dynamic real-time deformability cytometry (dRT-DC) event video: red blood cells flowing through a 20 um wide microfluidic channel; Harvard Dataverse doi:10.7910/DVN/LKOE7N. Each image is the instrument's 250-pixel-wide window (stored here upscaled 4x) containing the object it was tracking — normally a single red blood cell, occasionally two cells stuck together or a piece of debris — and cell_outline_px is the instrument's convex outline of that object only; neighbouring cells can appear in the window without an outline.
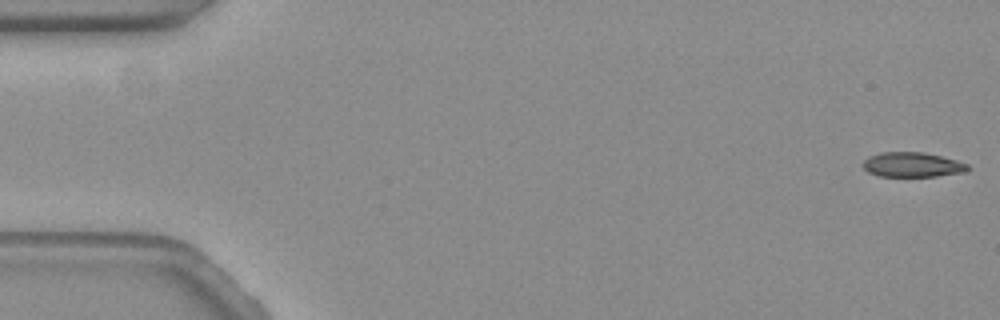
{"species": "common noctule bat (a hibernating species)", "species_latin": "Nyctalus noctula", "temperature_condition": "warm", "stored_images_in_passage": 8, "camera_frame_rate_fps": 3000, "um_per_image_px": 0.085, "animal": {"sex": "female", "body_mass_g": 19.3, "forearm_length_mm": 54.1}, "frame": {"image": 1, "passage_image": 1, "time_ms": 0.0, "image_size_px": [1000, 320], "cell_outline_px": [[968, 172], [936, 176], [880, 176], [868, 172], [864, 168], [864, 160], [868, 156], [880, 152], [924, 152], [956, 160], [968, 164]], "centroid_in_image_um": [77.56, 13.99], "position_along_channel_um": 7.4, "area_um2": 15.09}}